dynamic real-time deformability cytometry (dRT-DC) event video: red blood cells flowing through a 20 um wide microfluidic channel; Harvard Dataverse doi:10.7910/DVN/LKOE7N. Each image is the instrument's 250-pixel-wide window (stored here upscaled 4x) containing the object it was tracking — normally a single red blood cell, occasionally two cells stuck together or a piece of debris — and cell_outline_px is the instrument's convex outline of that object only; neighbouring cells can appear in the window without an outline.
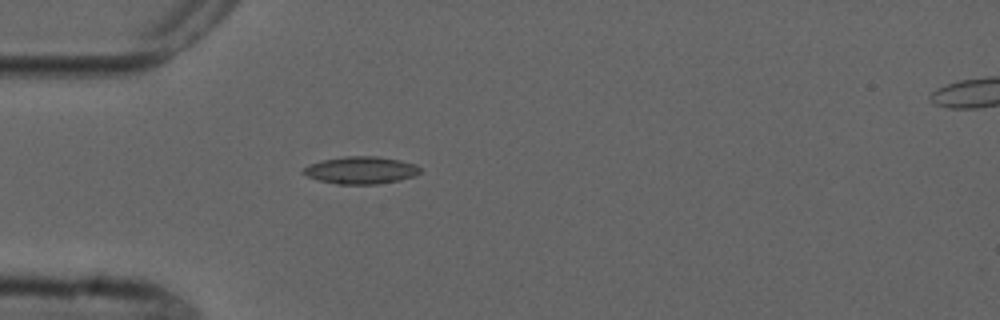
{"species": "common noctule bat (a hibernating species)", "species_latin": "Nyctalus noctula", "temperature_condition": "cold", "stored_images_in_passage": 1, "camera_frame_rate_fps": 3000, "um_per_image_px": 0.085, "animal": {"sex": "male", "forearm_length_mm": 52.5}, "frame": {"image": 1, "passage_image": 1, "time_ms": 0.0, "image_size_px": [1000, 320], "cell_outline_px": [[420, 172], [416, 176], [400, 180], [376, 184], [336, 184], [320, 180], [308, 176], [300, 172], [308, 164], [324, 160], [344, 156], [376, 156], [400, 160], [416, 164], [420, 168]], "centroid_in_image_um": [30.69, 14.46], "position_along_channel_um": 54.3, "area_um2": 18.61}}